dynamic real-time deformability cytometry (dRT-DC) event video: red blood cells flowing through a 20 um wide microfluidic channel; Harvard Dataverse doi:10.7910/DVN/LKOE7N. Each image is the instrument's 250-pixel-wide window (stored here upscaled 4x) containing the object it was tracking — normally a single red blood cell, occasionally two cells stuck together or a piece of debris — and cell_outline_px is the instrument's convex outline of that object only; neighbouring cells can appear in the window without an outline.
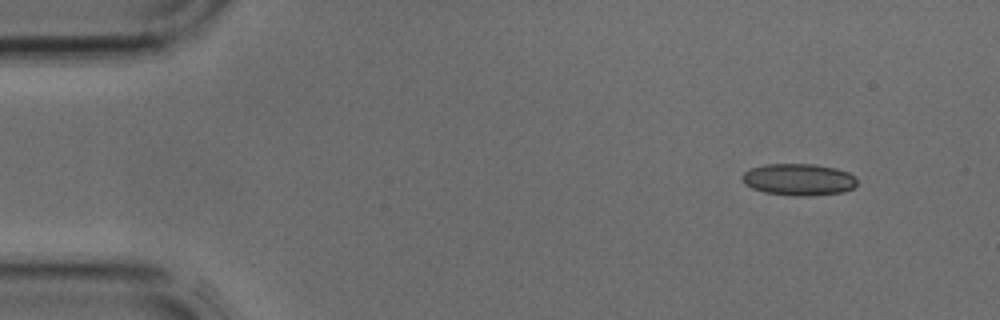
{"species": "common noctule bat (a hibernating species)", "species_latin": "Nyctalus noctula", "temperature_condition": "cold", "stored_images_in_passage": 2, "segment_of_instrument_passage": [2, 2], "camera_frame_rate_fps": 3000, "um_per_image_px": 0.085, "animal": {"sex": "male", "body_mass_g": 17.9, "forearm_length_mm": 54.2}, "frame": {"image": 1, "passage_image": 2, "time_ms": 0.333, "image_size_px": [1000, 320], "cell_outline_px": [[856, 184], [852, 188], [844, 192], [812, 196], [792, 196], [764, 192], [752, 188], [744, 184], [740, 176], [744, 172], [752, 168], [764, 164], [812, 164], [836, 168], [848, 172], [856, 180]], "centroid_in_image_um": [67.85, 15.27], "position_along_channel_um": 17.1, "area_um2": 21.39}}